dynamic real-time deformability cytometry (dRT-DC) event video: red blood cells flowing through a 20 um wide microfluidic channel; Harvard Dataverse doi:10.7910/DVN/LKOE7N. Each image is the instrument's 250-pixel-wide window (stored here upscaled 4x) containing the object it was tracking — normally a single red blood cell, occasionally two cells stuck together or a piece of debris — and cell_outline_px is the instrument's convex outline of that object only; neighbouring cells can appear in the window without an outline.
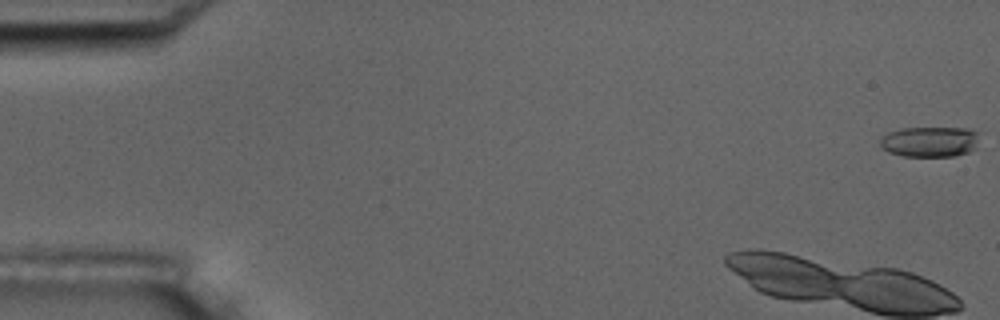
{"species": "common noctule bat (a hibernating species)", "species_latin": "Nyctalus noctula", "temperature_condition": "room temperature", "stored_images_in_passage": 5, "camera_frame_rate_fps": 3000, "um_per_image_px": 0.085, "animal": {"sex": "male", "body_mass_g": 17.5, "forearm_length_mm": 52.3}, "frame": {"image": 1, "passage_image": 1, "time_ms": 0.0, "image_size_px": [1000, 320], "cell_outline_px": [[980, 132], [972, 148], [968, 152], [956, 156], [904, 156], [888, 152], [880, 144], [880, 140], [888, 132], [904, 128], [968, 128]], "centroid_in_image_um": [79.03, 12.04], "position_along_channel_um": 6.0, "area_um2": 17.4}}